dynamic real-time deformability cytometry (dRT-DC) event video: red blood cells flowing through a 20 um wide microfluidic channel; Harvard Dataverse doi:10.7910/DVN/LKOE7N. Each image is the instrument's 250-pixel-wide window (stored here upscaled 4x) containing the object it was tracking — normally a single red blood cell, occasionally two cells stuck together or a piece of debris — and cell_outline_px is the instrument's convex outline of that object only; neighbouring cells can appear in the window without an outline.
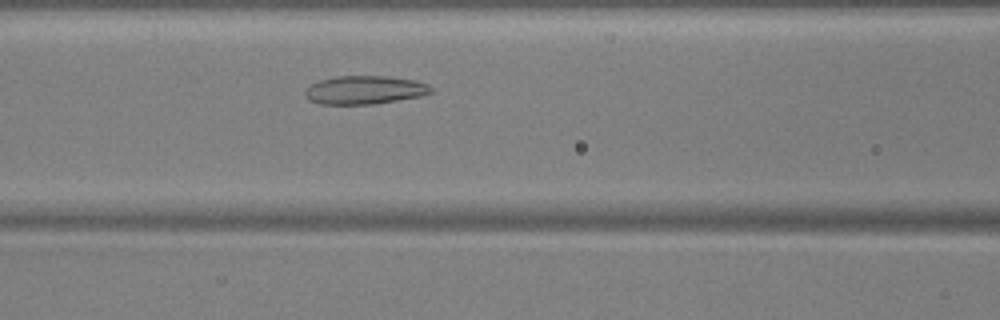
{"species": "common noctule bat (a hibernating species)", "species_latin": "Nyctalus noctula", "temperature_condition": "warm", "stored_images_in_passage": 43, "camera_frame_rate_fps": 3000, "um_per_image_px": 0.085, "animal": {"sex": "male", "body_mass_g": 17.9, "forearm_length_mm": 54.2}, "frame": {"image": 1, "passage_image": 13, "time_ms": 4.0, "image_size_px": [1000, 320], "cell_outline_px": [[432, 92], [420, 96], [372, 104], [320, 104], [308, 100], [304, 92], [312, 84], [320, 80], [336, 76], [388, 76], [416, 80], [428, 84], [432, 88]], "centroid_in_image_um": [31.0, 7.64], "position_along_channel_um": 135.6, "area_um2": 20.75}}
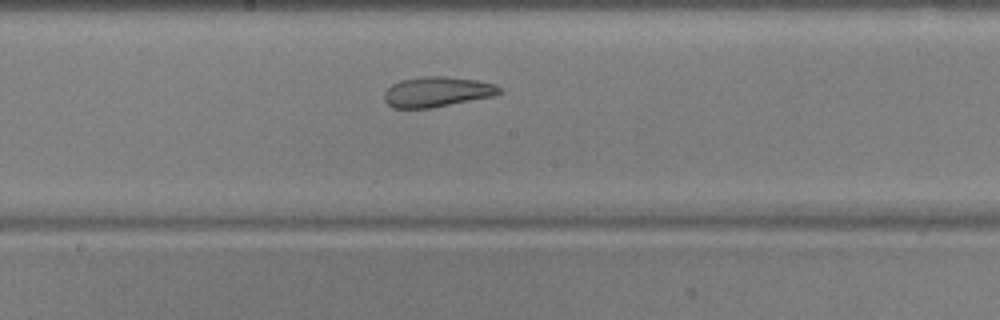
{"frame": {"image": 2, "passage_image": 19, "time_ms": 6.0, "image_size_px": [1000, 320], "cell_outline_px": [[504, 92], [496, 96], [432, 108], [392, 108], [384, 100], [384, 92], [392, 84], [400, 80], [424, 76], [448, 76], [476, 80], [496, 84]], "centroid_in_image_um": [37.18, 7.81], "position_along_channel_um": 211.0, "area_um2": 20.58}}
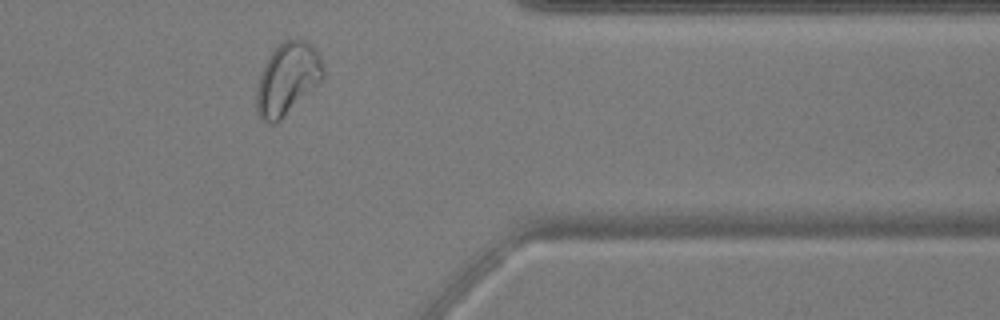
{"frame": {"image": 3, "passage_image": 34, "time_ms": 11.0, "image_size_px": [1000, 320], "cell_outline_px": [[324, 76], [276, 124], [268, 124], [256, 112], [256, 88], [260, 72], [264, 64], [272, 52], [284, 40], [296, 36], [304, 40], [320, 56], [324, 72]], "centroid_in_image_um": [24.38, 6.68], "position_along_channel_um": 387.0, "area_um2": 27.57}, "authors_computed_cell_mechanics": {"area_um2": 23.0044, "velocity_mm_per_s": 3.776, "shape_relaxation_time_tau1_ms": 8.8228, "shape_relaxation_time_tau2_ms": 2.33, "deformation_change_tau1": 0.1651, "deformation_change_tau2": 0.0772}}